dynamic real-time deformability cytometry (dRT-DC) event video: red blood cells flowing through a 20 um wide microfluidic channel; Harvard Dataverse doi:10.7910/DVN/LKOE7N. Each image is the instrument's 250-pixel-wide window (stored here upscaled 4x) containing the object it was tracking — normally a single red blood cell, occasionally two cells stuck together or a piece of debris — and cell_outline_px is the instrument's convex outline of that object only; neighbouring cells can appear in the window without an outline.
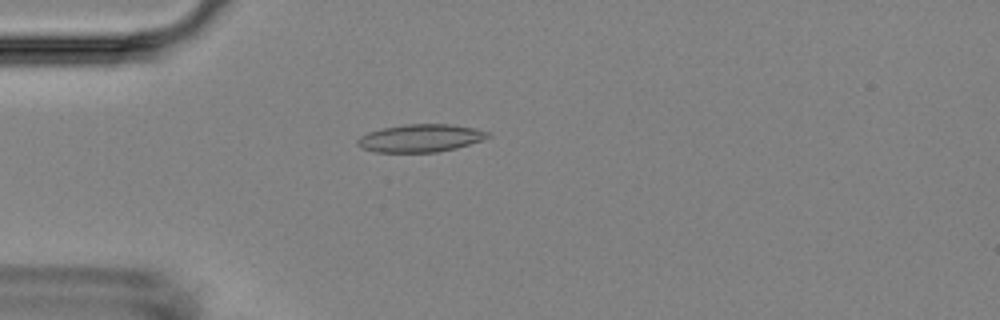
{"species": "Egyptian fruit bat (a non-hibernating species)", "species_latin": "Rousettus aegyptiacus", "temperature_condition": "room temperature", "stored_images_in_passage": 55, "camera_frame_rate_fps": 3000, "um_per_image_px": 0.085, "animal": {"sex": "female"}, "frame": {"image": 1, "passage_image": 15, "time_ms": 4.667, "image_size_px": [1000, 320], "cell_outline_px": [[492, 136], [484, 140], [456, 148], [436, 152], [376, 152], [360, 148], [356, 144], [356, 140], [360, 136], [368, 132], [384, 128], [404, 124], [452, 124], [476, 128], [492, 132]], "centroid_in_image_um": [35.78, 11.74], "position_along_channel_um": 49.2, "area_um2": 21.39}}
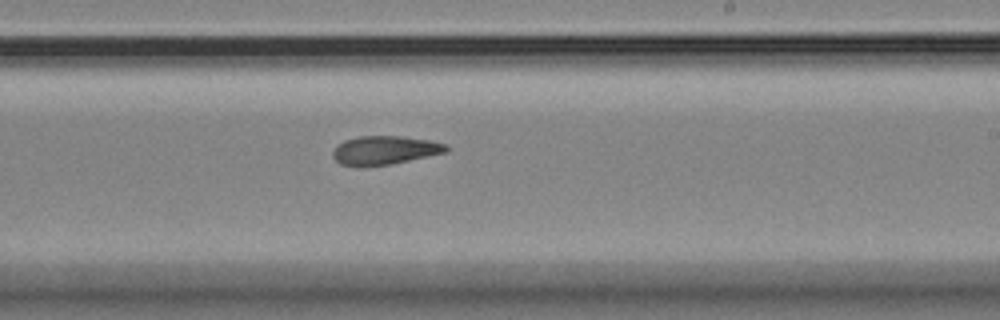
{"frame": {"image": 2, "passage_image": 33, "time_ms": 10.667, "image_size_px": [1000, 320], "cell_outline_px": [[448, 152], [392, 164], [360, 168], [340, 164], [332, 156], [332, 152], [336, 144], [344, 140], [360, 136], [400, 136], [428, 140], [448, 144]], "centroid_in_image_um": [32.67, 12.79], "position_along_channel_um": 256.3, "area_um2": 19.36}}
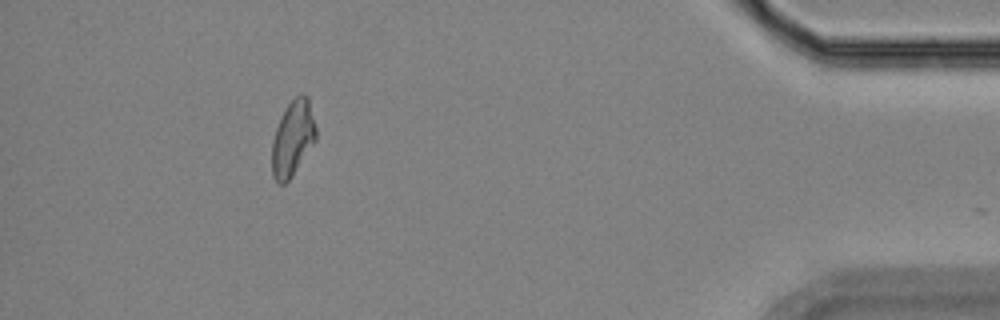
{"frame": {"image": 3, "passage_image": 50, "time_ms": 16.333, "image_size_px": [1000, 320], "cell_outline_px": [[316, 140], [288, 180], [284, 184], [280, 184], [272, 176], [272, 140], [276, 128], [284, 108], [300, 92], [304, 92], [308, 96], [316, 128]], "centroid_in_image_um": [24.88, 11.7], "position_along_channel_um": 410.3, "area_um2": 19.25}, "authors_computed_cell_mechanics": {"area_um2": 19.4786, "velocity_mm_per_s": 3.6612, "shape_relaxation_time_tau1_ms": null, "shape_relaxation_time_tau2_ms": 8.1008, "deformation_change_tau1": null, "deformation_change_tau2": 0.1811}}